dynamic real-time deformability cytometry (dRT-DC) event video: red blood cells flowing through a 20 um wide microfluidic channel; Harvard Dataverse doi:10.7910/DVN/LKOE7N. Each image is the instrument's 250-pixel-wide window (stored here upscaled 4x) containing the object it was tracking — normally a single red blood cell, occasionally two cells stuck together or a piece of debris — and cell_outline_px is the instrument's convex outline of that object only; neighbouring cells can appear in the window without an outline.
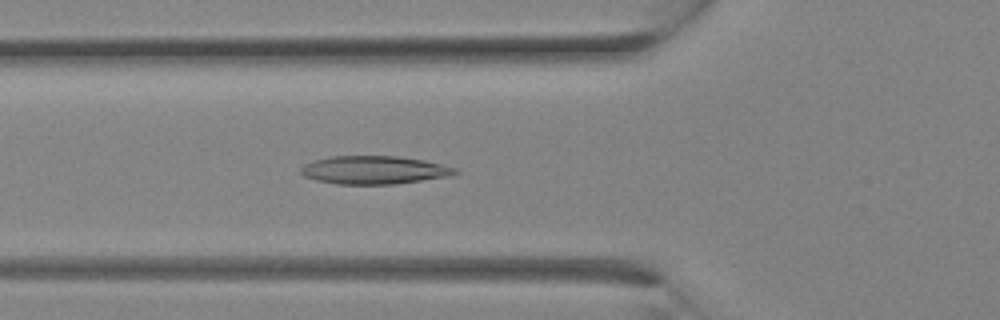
{"species": "Egyptian fruit bat (a non-hibernating species)", "species_latin": "Rousettus aegyptiacus", "temperature_condition": "room temperature", "stored_images_in_passage": 4, "camera_frame_rate_fps": 3000, "um_per_image_px": 0.085, "animal": {"sex": "female"}, "frame": {"image": 1, "passage_image": 2, "time_ms": 0.333, "image_size_px": [1000, 320], "cell_outline_px": [[460, 172], [448, 176], [396, 184], [336, 184], [316, 180], [304, 176], [300, 172], [300, 168], [304, 164], [312, 160], [328, 156], [396, 156], [424, 160], [456, 168]], "centroid_in_image_um": [31.75, 14.44], "position_along_channel_um": 94.0, "area_um2": 25.37}}
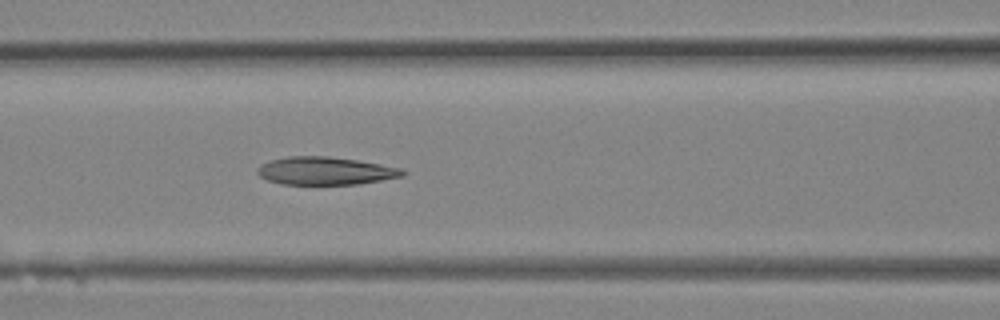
{"frame": {"image": 2, "passage_image": 4, "time_ms": 1.0, "image_size_px": [1000, 320], "cell_outline_px": [[408, 172], [404, 176], [356, 184], [280, 184], [268, 180], [260, 176], [256, 172], [256, 168], [260, 164], [272, 160], [288, 156], [328, 156], [356, 160], [404, 168]], "centroid_in_image_um": [27.66, 14.52], "position_along_channel_um": 138.9, "area_um2": 23.64}}